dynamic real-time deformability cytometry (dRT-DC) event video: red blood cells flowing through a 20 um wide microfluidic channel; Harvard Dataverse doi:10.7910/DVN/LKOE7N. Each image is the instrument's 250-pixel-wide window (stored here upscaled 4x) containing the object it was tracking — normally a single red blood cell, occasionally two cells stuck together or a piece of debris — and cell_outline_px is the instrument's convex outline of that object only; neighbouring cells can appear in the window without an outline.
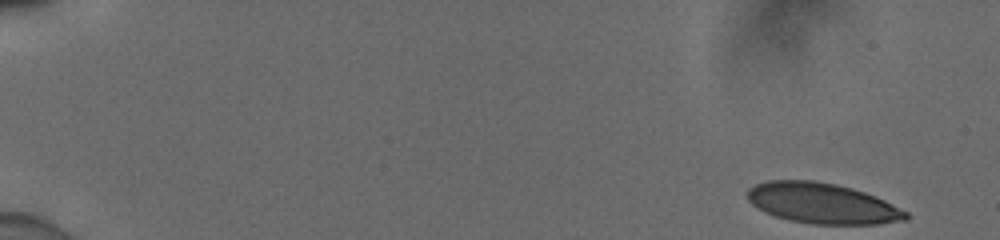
{"species": "human", "species_latin": "Homo sapiens", "temperature_condition": "cold", "stored_images_in_passage": 9, "camera_frame_rate_fps": 3000, "um_per_image_px": 0.085, "donor": {"sex": "male"}, "frame": {"image": 1, "passage_image": 1, "time_ms": 0.0, "image_size_px": [1000, 240], "cell_outline_px": [[908, 220], [876, 224], [812, 224], [788, 220], [764, 212], [756, 208], [748, 200], [748, 188], [756, 184], [768, 180], [812, 180], [836, 184], [852, 188], [864, 192], [884, 200], [908, 212]], "centroid_in_image_um": [69.88, 17.28], "position_along_channel_um": 15.1, "area_um2": 37.45}}
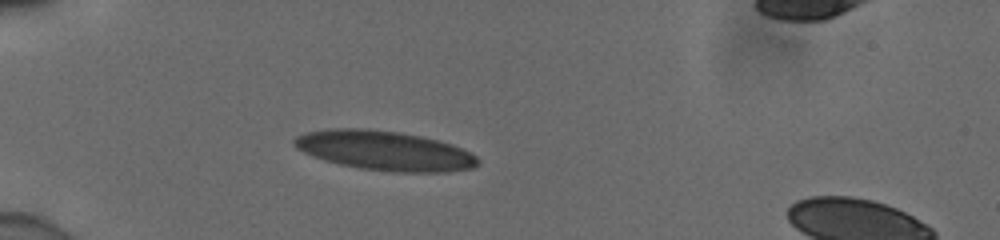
{"frame": {"image": 2, "passage_image": 7, "time_ms": 2.0, "image_size_px": [1000, 240], "cell_outline_px": [[480, 164], [472, 168], [448, 172], [392, 172], [360, 168], [340, 164], [324, 160], [312, 156], [296, 148], [292, 144], [292, 140], [296, 136], [304, 132], [328, 128], [364, 128], [400, 132], [420, 136], [452, 144], [476, 156], [480, 160]], "centroid_in_image_um": [32.65, 12.8], "position_along_channel_um": 52.3, "area_um2": 42.48}}
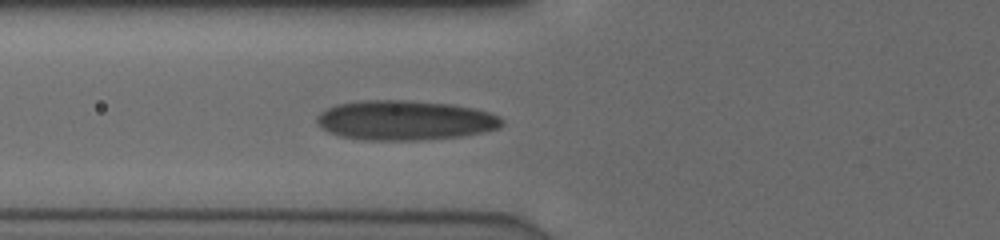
{"frame": {"image": 3, "passage_image": 9, "time_ms": 2.667, "image_size_px": [1000, 240], "cell_outline_px": [[504, 124], [500, 128], [484, 132], [460, 136], [416, 140], [364, 140], [340, 136], [328, 132], [320, 128], [316, 124], [316, 116], [320, 112], [336, 104], [364, 100], [404, 100], [448, 104], [472, 108], [488, 112], [500, 116], [504, 120]], "centroid_in_image_um": [34.39, 10.23], "position_along_channel_um": 91.4, "area_um2": 42.95}}